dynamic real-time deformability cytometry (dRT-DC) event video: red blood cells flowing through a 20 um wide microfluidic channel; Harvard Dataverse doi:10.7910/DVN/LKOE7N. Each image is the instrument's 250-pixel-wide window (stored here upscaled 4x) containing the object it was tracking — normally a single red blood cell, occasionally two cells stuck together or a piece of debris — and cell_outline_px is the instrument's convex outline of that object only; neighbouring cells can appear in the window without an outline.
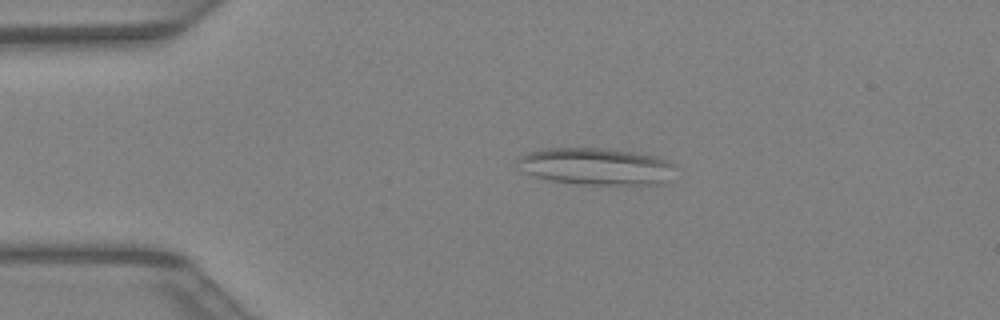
{"species": "Egyptian fruit bat (a non-hibernating species)", "species_latin": "Rousettus aegyptiacus", "temperature_condition": "warm", "stored_images_in_passage": 41, "camera_frame_rate_fps": 3000, "um_per_image_px": 0.085, "animal": {"sex": "female"}, "frame": {"image": 1, "passage_image": 8, "time_ms": 2.333, "image_size_px": [1000, 320], "cell_outline_px": [[680, 168], [664, 184], [640, 188], [628, 188], [576, 184], [548, 180], [524, 172], [516, 160], [520, 156], [528, 152], [540, 148], [608, 148], [632, 152], [652, 156], [668, 160]], "centroid_in_image_um": [50.8, 14.21], "position_along_channel_um": 34.2, "area_um2": 35.78}}
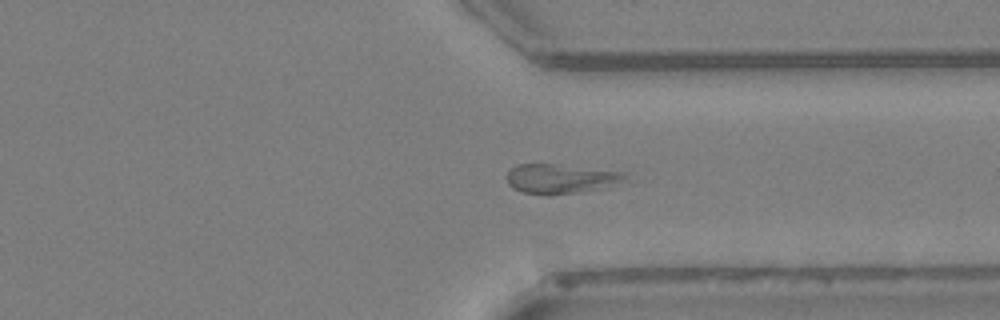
{"frame": {"image": 2, "passage_image": 31, "time_ms": 10.0, "image_size_px": [1000, 320], "cell_outline_px": [[628, 176], [608, 188], [580, 192], [520, 192], [512, 188], [508, 184], [504, 176], [516, 164], [552, 164], [628, 172]], "centroid_in_image_um": [47.66, 15.16], "position_along_channel_um": 363.7, "area_um2": 19.88}}
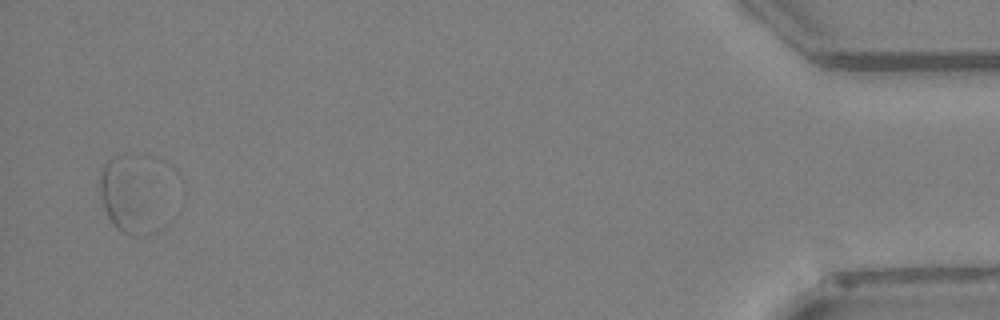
{"frame": {"image": 3, "passage_image": 40, "time_ms": 13.0, "image_size_px": [1000, 320], "cell_outline_px": [[140, 204], [136, 236], [124, 232], [116, 228], [108, 216], [104, 208], [100, 196], [100, 168], [108, 160], [116, 156], [120, 156], [136, 176]], "centroid_in_image_um": [10.22, 16.56], "position_along_channel_um": 425.0, "area_um2": 16.94}}